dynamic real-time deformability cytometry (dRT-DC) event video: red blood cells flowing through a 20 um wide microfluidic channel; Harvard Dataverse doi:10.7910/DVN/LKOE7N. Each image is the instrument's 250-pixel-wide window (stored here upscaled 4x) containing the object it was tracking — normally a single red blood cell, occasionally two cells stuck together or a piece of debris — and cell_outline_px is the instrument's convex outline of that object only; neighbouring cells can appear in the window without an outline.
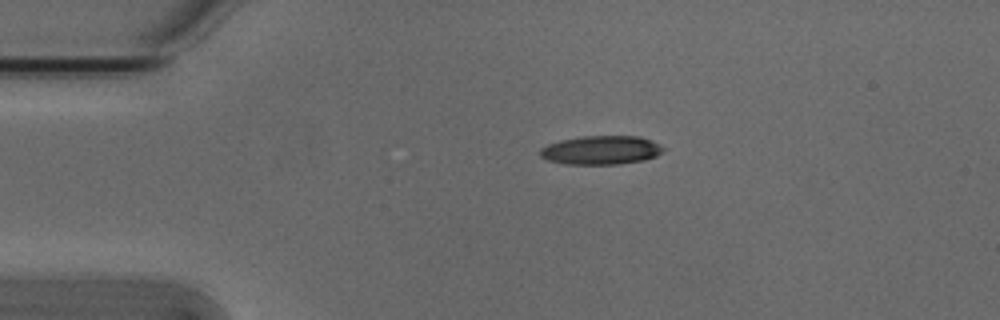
{"species": "Egyptian fruit bat (a non-hibernating species)", "species_latin": "Rousettus aegyptiacus", "temperature_condition": "cold", "stored_images_in_passage": 4, "camera_frame_rate_fps": 3000, "um_per_image_px": 0.085, "animal": {"sex": "male"}, "frame": {"image": 1, "passage_image": 4, "time_ms": 1.0, "image_size_px": [1000, 320], "cell_outline_px": [[664, 148], [656, 156], [644, 160], [620, 164], [564, 164], [548, 160], [540, 156], [540, 148], [548, 144], [560, 140], [580, 136], [640, 136], [652, 140], [660, 144]], "centroid_in_image_um": [51.08, 12.75], "position_along_channel_um": 33.9, "area_um2": 20.75}}